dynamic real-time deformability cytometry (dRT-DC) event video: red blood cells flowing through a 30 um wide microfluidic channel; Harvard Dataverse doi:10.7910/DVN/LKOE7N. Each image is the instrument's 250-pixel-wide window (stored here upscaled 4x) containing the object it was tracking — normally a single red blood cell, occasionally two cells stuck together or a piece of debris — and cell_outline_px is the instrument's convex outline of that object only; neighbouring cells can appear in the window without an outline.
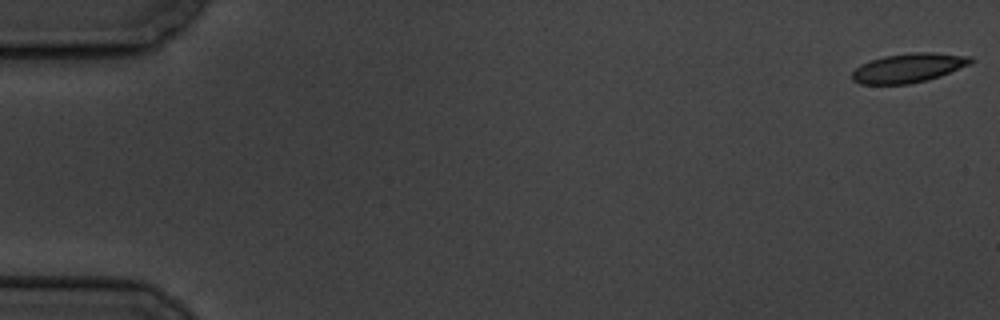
{"species": "common noctule bat (a hibernating species)", "species_latin": "Nyctalus noctula", "temperature_condition": "cold", "stored_images_in_passage": 5, "camera_frame_rate_fps": 3000, "um_per_image_px": 0.085, "animal": {"sex": "male", "body_mass_g": 19.5, "forearm_length_mm": 54.6}, "frame": {"image": 1, "passage_image": 1, "time_ms": 0.0, "image_size_px": [1000, 320], "cell_outline_px": [[972, 60], [968, 64], [940, 76], [908, 84], [860, 84], [852, 80], [852, 72], [860, 64], [884, 56], [912, 52], [932, 52], [972, 56]], "centroid_in_image_um": [77.18, 5.76], "position_along_channel_um": 7.8, "area_um2": 19.94}}
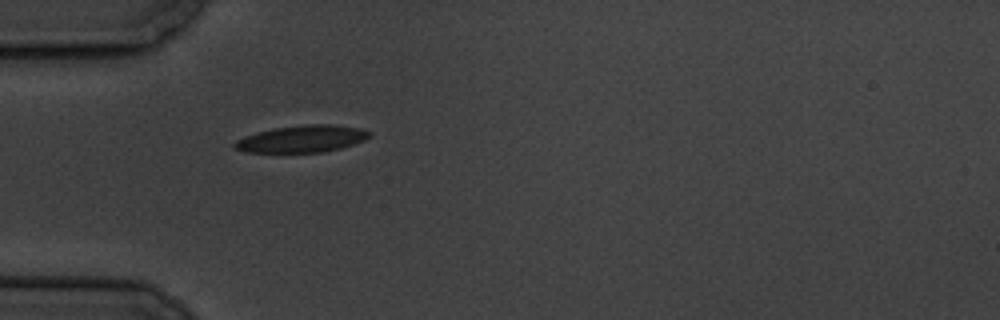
{"frame": {"image": 2, "passage_image": 5, "time_ms": 5.667, "image_size_px": [1000, 320], "cell_outline_px": [[372, 132], [364, 140], [340, 148], [324, 152], [244, 152], [232, 148], [232, 144], [236, 140], [244, 136], [256, 132], [276, 128], [304, 124], [332, 124], [360, 128]], "centroid_in_image_um": [25.62, 11.8], "position_along_channel_um": 59.4, "area_um2": 21.21}}